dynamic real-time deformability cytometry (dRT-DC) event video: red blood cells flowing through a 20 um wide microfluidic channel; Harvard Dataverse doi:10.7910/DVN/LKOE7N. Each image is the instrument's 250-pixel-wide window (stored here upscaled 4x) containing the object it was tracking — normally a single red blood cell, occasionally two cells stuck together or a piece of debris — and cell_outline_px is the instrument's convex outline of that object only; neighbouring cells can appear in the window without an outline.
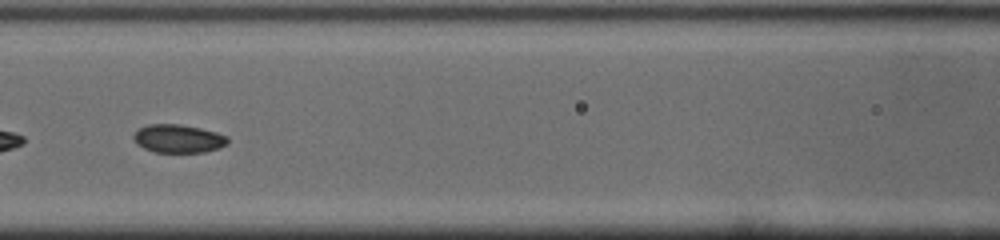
{"species": "common noctule bat (a hibernating species)", "species_latin": "Nyctalus noctula", "temperature_condition": "cold", "stored_images_in_passage": 33, "camera_frame_rate_fps": 3000, "um_per_image_px": 0.085, "animal": {"sex": "male", "body_mass_g": 19.0, "forearm_length_mm": 50.8}, "frame": {"image": 1, "passage_image": 19, "time_ms": 6.0, "image_size_px": [1000, 240], "cell_outline_px": [[228, 144], [220, 148], [204, 152], [156, 152], [144, 148], [136, 144], [132, 136], [140, 128], [148, 124], [180, 124], [200, 128], [216, 132], [228, 136]], "centroid_in_image_um": [15.17, 11.78], "position_along_channel_um": 151.4, "area_um2": 15.55}}
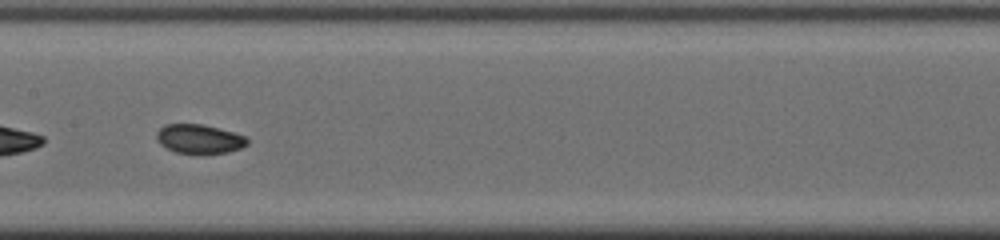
{"frame": {"image": 2, "passage_image": 22, "time_ms": 7.0, "image_size_px": [1000, 240], "cell_outline_px": [[248, 144], [240, 148], [228, 152], [200, 156], [176, 152], [160, 144], [156, 136], [156, 132], [164, 124], [204, 124], [232, 132], [244, 136], [248, 140]], "centroid_in_image_um": [16.93, 11.84], "position_along_channel_um": 190.5, "area_um2": 15.72}}
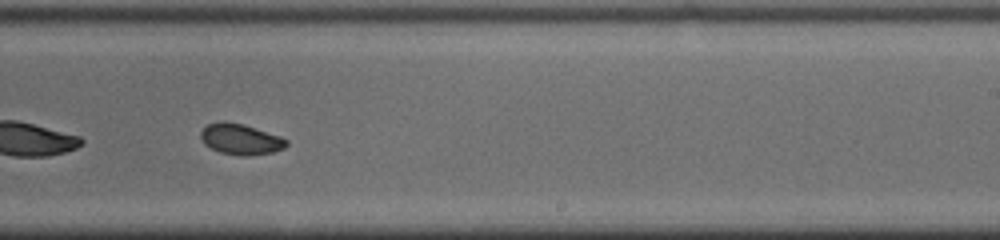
{"frame": {"image": 3, "passage_image": 28, "time_ms": 9.0, "image_size_px": [1000, 240], "cell_outline_px": [[288, 144], [284, 148], [272, 152], [248, 156], [240, 156], [220, 152], [204, 144], [200, 140], [200, 132], [208, 124], [220, 120], [224, 120], [244, 124], [280, 136], [288, 140]], "centroid_in_image_um": [20.43, 11.82], "position_along_channel_um": 268.6, "area_um2": 15.55}}